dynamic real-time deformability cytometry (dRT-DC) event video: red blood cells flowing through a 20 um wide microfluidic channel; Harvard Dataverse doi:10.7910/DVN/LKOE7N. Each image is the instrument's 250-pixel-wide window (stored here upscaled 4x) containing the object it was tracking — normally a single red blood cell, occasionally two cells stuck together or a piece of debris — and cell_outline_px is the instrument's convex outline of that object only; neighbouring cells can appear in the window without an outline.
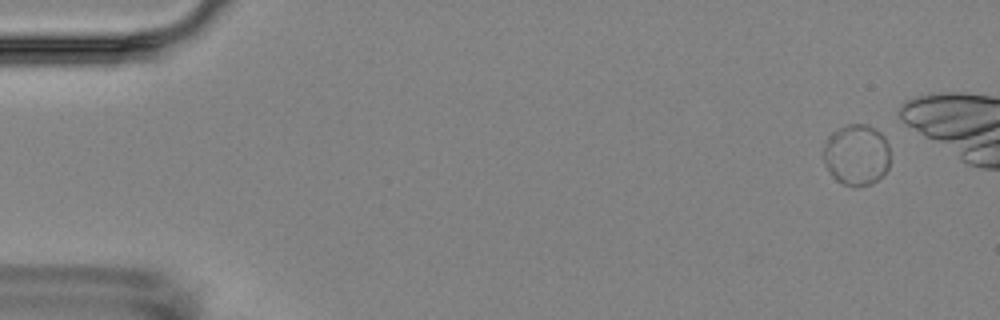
{"species": "Egyptian fruit bat (a non-hibernating species)", "species_latin": "Rousettus aegyptiacus", "temperature_condition": "room temperature", "stored_images_in_passage": 4, "camera_frame_rate_fps": 3000, "um_per_image_px": 0.085, "animal": {"sex": "female"}, "frame": {"image": 1, "passage_image": 1, "time_ms": 0.0, "image_size_px": [1000, 320], "cell_outline_px": [[888, 168], [872, 184], [856, 188], [852, 188], [836, 180], [832, 176], [824, 164], [824, 144], [828, 136], [836, 128], [848, 124], [868, 124], [876, 128], [884, 136], [888, 144]], "centroid_in_image_um": [72.78, 13.15], "position_along_channel_um": 12.2, "area_um2": 24.04}}